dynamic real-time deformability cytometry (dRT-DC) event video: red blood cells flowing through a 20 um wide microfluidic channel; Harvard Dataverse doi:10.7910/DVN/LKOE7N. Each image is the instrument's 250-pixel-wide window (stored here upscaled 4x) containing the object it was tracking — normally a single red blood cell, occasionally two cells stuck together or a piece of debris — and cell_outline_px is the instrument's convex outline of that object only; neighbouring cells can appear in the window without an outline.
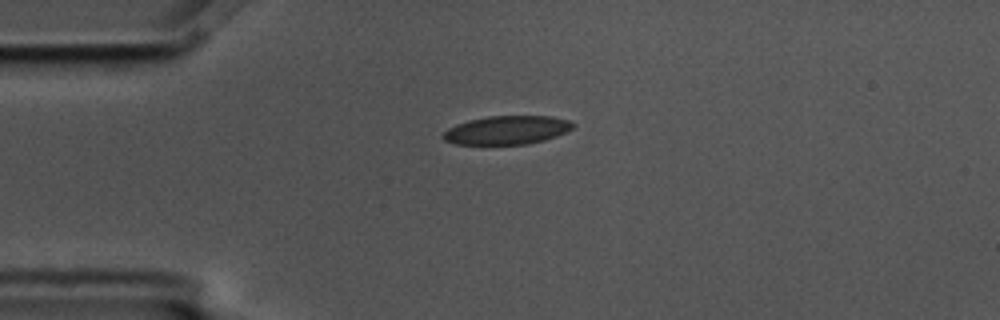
{"species": "common noctule bat (a hibernating species)", "species_latin": "Nyctalus noctula", "temperature_condition": "cold", "stored_images_in_passage": 4, "camera_frame_rate_fps": 3000, "um_per_image_px": 0.085, "animal": {"sex": "male", "body_mass_g": 17.5, "forearm_length_mm": 52.3}, "frame": {"image": 1, "passage_image": 4, "time_ms": 1.0, "image_size_px": [1000, 320], "cell_outline_px": [[576, 124], [572, 128], [556, 136], [544, 140], [528, 144], [456, 144], [444, 140], [440, 136], [448, 128], [456, 124], [468, 120], [488, 116], [552, 116], [568, 120]], "centroid_in_image_um": [43.06, 11.05], "position_along_channel_um": 41.9, "area_um2": 21.62}}